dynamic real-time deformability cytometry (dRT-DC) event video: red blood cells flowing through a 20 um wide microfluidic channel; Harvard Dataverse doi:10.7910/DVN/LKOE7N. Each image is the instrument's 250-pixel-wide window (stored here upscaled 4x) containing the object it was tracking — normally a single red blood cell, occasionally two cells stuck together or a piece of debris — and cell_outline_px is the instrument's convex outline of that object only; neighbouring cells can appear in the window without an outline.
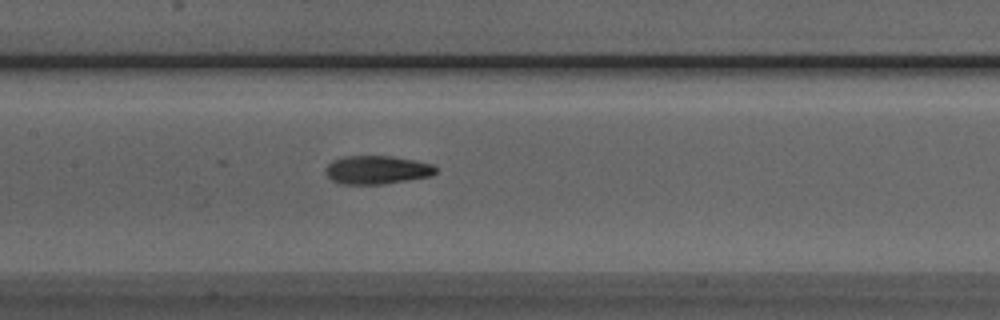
{"species": "Egyptian fruit bat (a non-hibernating species)", "species_latin": "Rousettus aegyptiacus", "temperature_condition": "room temperature", "stored_images_in_passage": 38, "camera_frame_rate_fps": 3000, "um_per_image_px": 0.085, "animal": {"sex": "male"}, "frame": {"image": 1, "passage_image": 20, "time_ms": 6.333, "image_size_px": [1000, 320], "cell_outline_px": [[436, 172], [432, 176], [384, 184], [340, 184], [332, 180], [324, 172], [324, 168], [332, 160], [344, 156], [392, 156], [432, 164], [436, 168]], "centroid_in_image_um": [32.0, 14.44], "position_along_channel_um": 175.4, "area_um2": 18.32}}
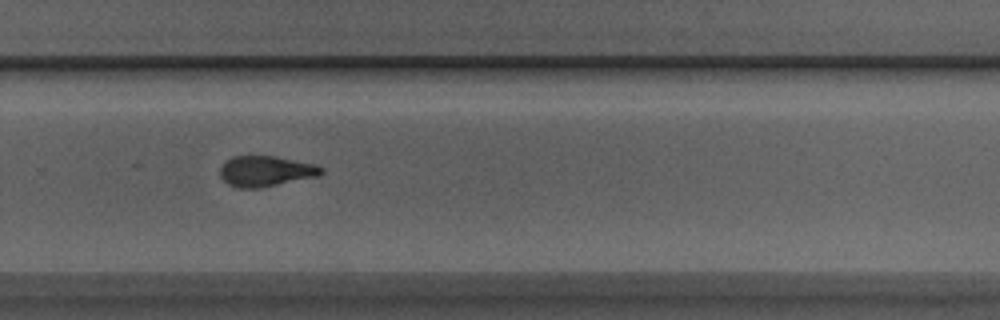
{"frame": {"image": 2, "passage_image": 30, "time_ms": 9.667, "image_size_px": [1000, 320], "cell_outline_px": [[324, 172], [320, 176], [260, 188], [236, 188], [228, 184], [220, 176], [220, 164], [224, 160], [232, 156], [276, 156], [316, 164], [324, 168]], "centroid_in_image_um": [22.59, 14.55], "position_along_channel_um": 307.2, "area_um2": 18.44}}
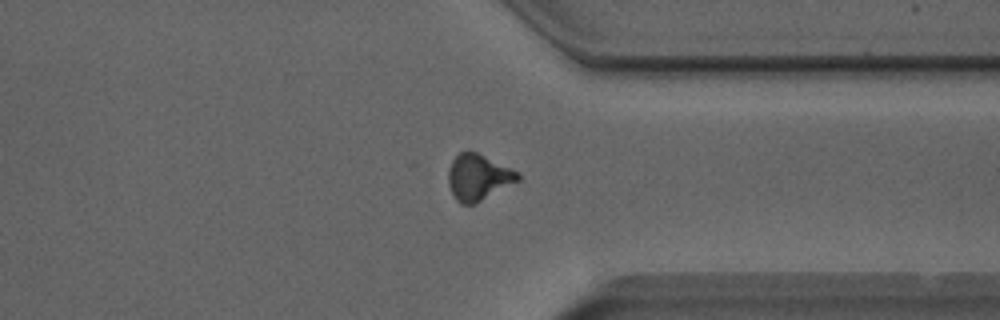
{"frame": {"image": 3, "passage_image": 35, "time_ms": 11.333, "image_size_px": [1000, 320], "cell_outline_px": [[520, 180], [476, 204], [460, 204], [456, 200], [448, 184], [448, 168], [452, 160], [460, 152], [476, 152], [516, 172], [520, 176]], "centroid_in_image_um": [40.61, 15.1], "position_along_channel_um": 370.8, "area_um2": 18.38}}